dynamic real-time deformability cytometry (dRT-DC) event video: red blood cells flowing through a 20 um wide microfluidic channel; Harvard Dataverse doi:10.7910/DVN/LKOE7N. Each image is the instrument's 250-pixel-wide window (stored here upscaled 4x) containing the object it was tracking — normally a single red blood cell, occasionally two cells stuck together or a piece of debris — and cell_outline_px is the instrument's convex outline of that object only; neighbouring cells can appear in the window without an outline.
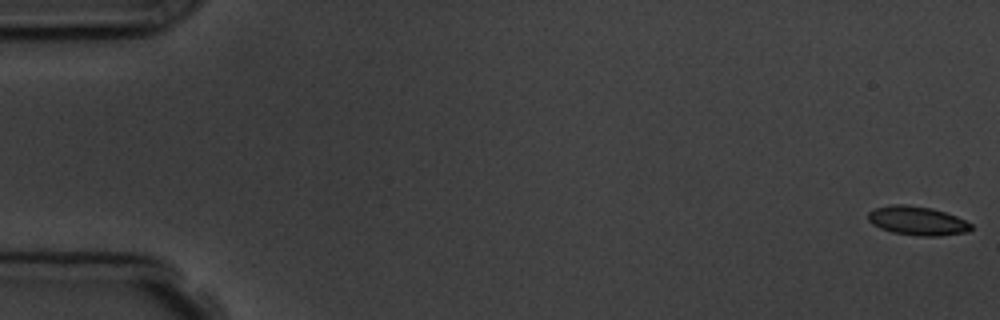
{"species": "common noctule bat (a hibernating species)", "species_latin": "Nyctalus noctula", "temperature_condition": "room temperature", "stored_images_in_passage": 5, "camera_frame_rate_fps": 3000, "um_per_image_px": 0.085, "animal": {"sex": "male", "body_mass_g": 19.5, "forearm_length_mm": 54.6}, "frame": {"image": 1, "passage_image": 1, "time_ms": 0.0, "image_size_px": [1000, 320], "cell_outline_px": [[972, 228], [968, 232], [940, 236], [920, 236], [892, 232], [880, 228], [872, 224], [868, 220], [868, 212], [876, 208], [892, 204], [904, 204], [932, 208], [956, 216], [972, 224]], "centroid_in_image_um": [77.97, 18.77], "position_along_channel_um": 7.0, "area_um2": 17.34}}
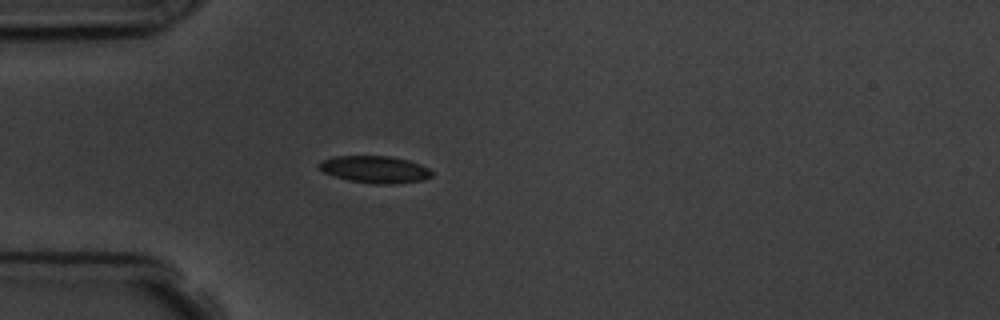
{"frame": {"image": 2, "passage_image": 5, "time_ms": 5.0, "image_size_px": [1000, 320], "cell_outline_px": [[432, 176], [424, 180], [396, 184], [376, 184], [348, 180], [324, 172], [316, 164], [320, 160], [332, 156], [388, 156], [408, 160], [420, 164], [428, 168], [432, 172]], "centroid_in_image_um": [31.86, 14.4], "position_along_channel_um": 53.1, "area_um2": 17.86}}